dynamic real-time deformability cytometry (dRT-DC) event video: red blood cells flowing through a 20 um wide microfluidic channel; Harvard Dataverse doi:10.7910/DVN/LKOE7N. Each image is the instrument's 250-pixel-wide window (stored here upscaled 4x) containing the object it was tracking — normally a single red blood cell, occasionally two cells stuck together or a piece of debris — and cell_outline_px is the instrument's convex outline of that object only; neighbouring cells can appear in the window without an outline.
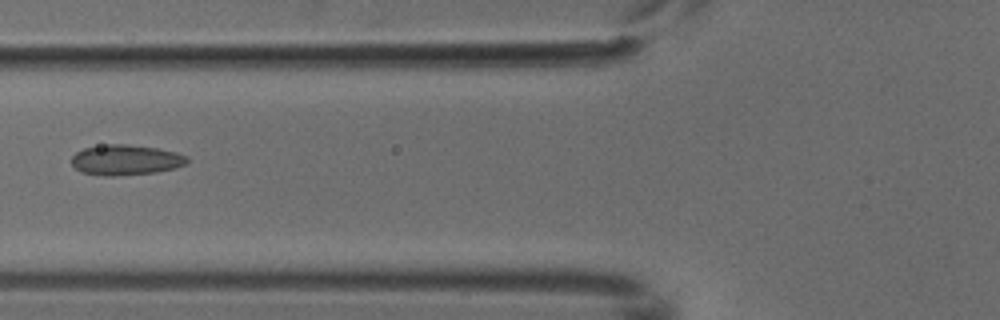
{"species": "common noctule bat (a hibernating species)", "species_latin": "Nyctalus noctula", "temperature_condition": "cold", "stored_images_in_passage": 7, "camera_frame_rate_fps": 3000, "um_per_image_px": 0.085, "animal": {"sex": "male", "body_mass_g": 18.8}, "frame": {"image": 1, "passage_image": 6, "time_ms": 1.667, "image_size_px": [1000, 320], "cell_outline_px": [[188, 160], [184, 164], [176, 168], [156, 172], [116, 176], [104, 176], [80, 172], [72, 164], [72, 156], [76, 152], [84, 148], [108, 144], [124, 144], [156, 148], [176, 152], [188, 156]], "centroid_in_image_um": [10.68, 13.6], "position_along_channel_um": 115.1, "area_um2": 20.4}}
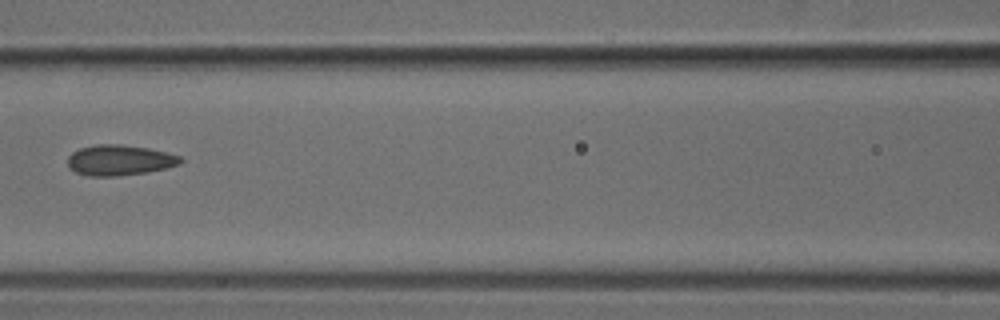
{"frame": {"image": 2, "passage_image": 7, "time_ms": 2.0, "image_size_px": [1000, 320], "cell_outline_px": [[184, 160], [180, 164], [164, 168], [144, 172], [116, 176], [88, 176], [76, 172], [68, 168], [68, 156], [72, 152], [80, 148], [96, 144], [120, 144], [148, 148], [180, 156]], "centroid_in_image_um": [10.12, 13.61], "position_along_channel_um": 156.5, "area_um2": 19.94}}